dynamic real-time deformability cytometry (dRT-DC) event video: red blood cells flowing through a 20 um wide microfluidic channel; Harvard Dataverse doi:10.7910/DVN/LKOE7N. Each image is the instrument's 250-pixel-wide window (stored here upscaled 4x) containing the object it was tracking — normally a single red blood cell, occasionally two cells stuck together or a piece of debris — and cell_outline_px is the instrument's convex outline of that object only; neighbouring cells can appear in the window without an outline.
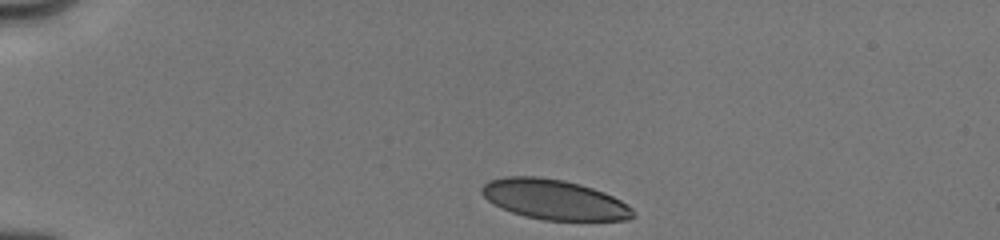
{"species": "human", "species_latin": "Homo sapiens", "temperature_condition": "cold", "stored_images_in_passage": 7, "camera_frame_rate_fps": 3000, "um_per_image_px": 0.085, "donor": {"sex": "male"}, "frame": {"image": 1, "passage_image": 1, "time_ms": 0.0, "image_size_px": [1000, 240], "cell_outline_px": [[636, 216], [628, 220], [544, 220], [524, 216], [512, 212], [488, 200], [480, 192], [480, 188], [488, 180], [504, 176], [536, 176], [564, 180], [580, 184], [604, 192], [620, 200], [632, 208]], "centroid_in_image_um": [47.1, 16.95], "position_along_channel_um": 37.9, "area_um2": 35.2}}
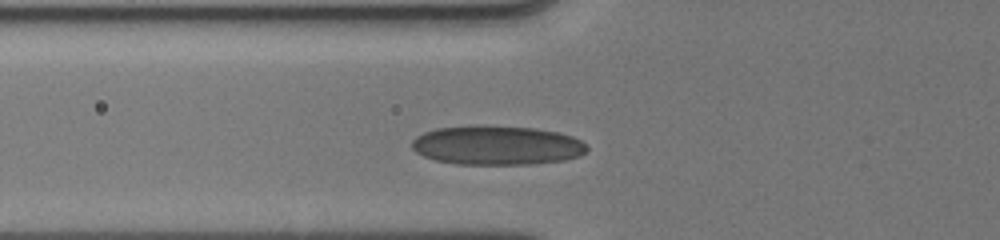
{"frame": {"image": 2, "passage_image": 6, "time_ms": 2.667, "image_size_px": [1000, 240], "cell_outline_px": [[588, 152], [580, 156], [564, 160], [528, 164], [456, 164], [436, 160], [424, 156], [416, 152], [412, 148], [412, 140], [416, 136], [424, 132], [436, 128], [476, 124], [484, 124], [536, 128], [556, 132], [572, 136], [588, 144]], "centroid_in_image_um": [42.24, 12.33], "position_along_channel_um": 83.6, "area_um2": 40.58}}